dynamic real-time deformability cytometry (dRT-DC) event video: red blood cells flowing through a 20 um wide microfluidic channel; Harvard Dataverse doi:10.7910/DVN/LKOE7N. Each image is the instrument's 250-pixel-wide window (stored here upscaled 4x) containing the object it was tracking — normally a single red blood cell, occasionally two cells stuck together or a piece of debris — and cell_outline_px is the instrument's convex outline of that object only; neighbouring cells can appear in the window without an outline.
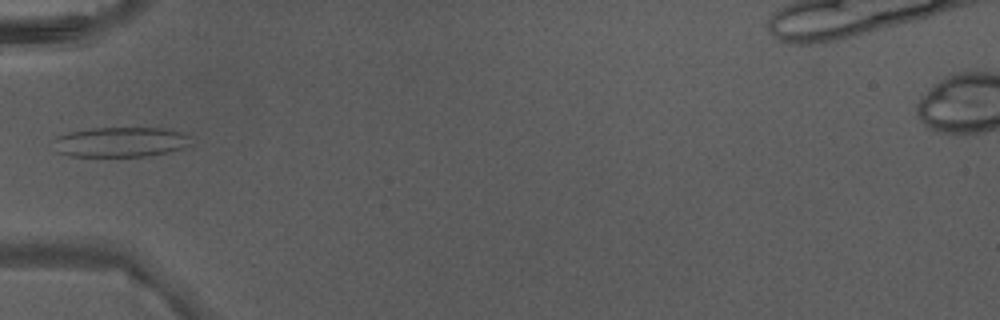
{"species": "Egyptian fruit bat (a non-hibernating species)", "species_latin": "Rousettus aegyptiacus", "temperature_condition": "warm", "stored_images_in_passage": 1, "camera_frame_rate_fps": 3000, "um_per_image_px": 0.085, "animal": {"sex": "male"}, "frame": {"image": 1, "passage_image": 1, "time_ms": 0.0, "image_size_px": [1000, 320], "cell_outline_px": [[192, 144], [168, 152], [144, 156], [68, 156], [56, 152], [52, 140], [56, 136], [68, 132], [92, 128], [164, 128], [180, 132], [192, 136]], "centroid_in_image_um": [10.21, 12.07], "position_along_channel_um": 74.8, "area_um2": 24.22}}